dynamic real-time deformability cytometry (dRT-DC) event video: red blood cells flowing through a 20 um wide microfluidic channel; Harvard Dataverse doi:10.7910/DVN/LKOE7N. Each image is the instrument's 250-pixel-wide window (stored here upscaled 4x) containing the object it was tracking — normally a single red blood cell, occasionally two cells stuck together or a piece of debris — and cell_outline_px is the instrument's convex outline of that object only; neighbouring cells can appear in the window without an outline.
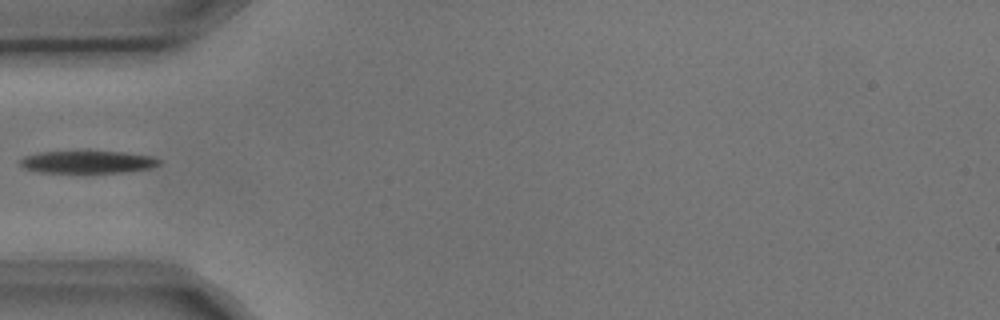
{"species": "common noctule bat (a hibernating species)", "species_latin": "Nyctalus noctula", "temperature_condition": "cold", "stored_images_in_passage": 4, "camera_frame_rate_fps": 3000, "um_per_image_px": 0.085, "animal": {"sex": "male", "body_mass_g": 17.9, "forearm_length_mm": 54.2}, "frame": {"image": 1, "passage_image": 3, "time_ms": 0.667, "image_size_px": [1000, 320], "cell_outline_px": [[160, 164], [152, 168], [124, 172], [40, 172], [24, 168], [20, 164], [20, 160], [24, 156], [36, 152], [84, 148], [88, 148], [124, 152], [156, 156], [160, 160]], "centroid_in_image_um": [7.46, 13.7], "position_along_channel_um": 77.5, "area_um2": 19.42}}